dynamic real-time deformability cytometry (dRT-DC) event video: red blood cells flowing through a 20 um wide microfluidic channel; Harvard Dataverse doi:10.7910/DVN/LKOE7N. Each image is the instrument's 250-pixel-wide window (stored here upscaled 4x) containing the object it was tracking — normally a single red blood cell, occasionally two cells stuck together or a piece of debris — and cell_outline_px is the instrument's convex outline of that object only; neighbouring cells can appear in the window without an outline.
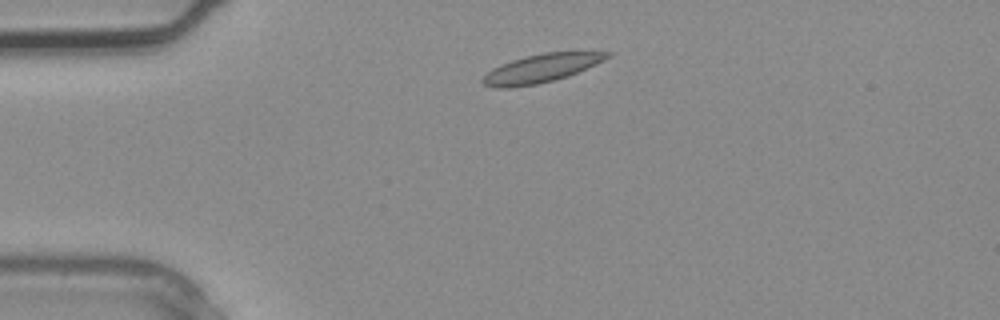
{"species": "common noctule bat (a hibernating species)", "species_latin": "Nyctalus noctula", "temperature_condition": "warm", "stored_images_in_passage": 1, "camera_frame_rate_fps": 3000, "um_per_image_px": 0.085, "animal": {"sex": "male", "body_mass_g": 20.4}, "frame": {"image": 1, "passage_image": 1, "time_ms": 0.0, "image_size_px": [1000, 320], "cell_outline_px": [[616, 52], [612, 56], [596, 64], [568, 76], [536, 84], [508, 88], [496, 88], [484, 84], [480, 80], [492, 68], [512, 60], [524, 56], [544, 52]], "centroid_in_image_um": [46.01, 5.8], "position_along_channel_um": 39.0, "area_um2": 20.46}}